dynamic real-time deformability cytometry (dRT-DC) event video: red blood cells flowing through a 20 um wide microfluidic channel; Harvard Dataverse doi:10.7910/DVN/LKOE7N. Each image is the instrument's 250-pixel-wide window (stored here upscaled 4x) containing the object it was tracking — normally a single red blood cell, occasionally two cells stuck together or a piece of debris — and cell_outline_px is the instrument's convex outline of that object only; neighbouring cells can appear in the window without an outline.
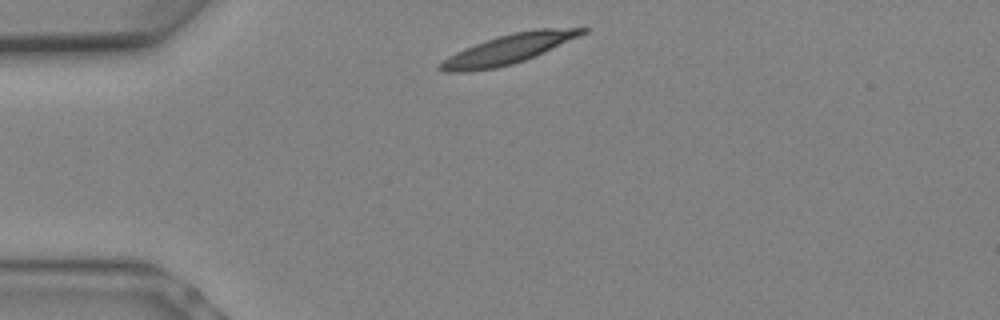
{"species": "Egyptian fruit bat (a non-hibernating species)", "species_latin": "Rousettus aegyptiacus", "temperature_condition": "warm", "stored_images_in_passage": 4, "camera_frame_rate_fps": 3000, "um_per_image_px": 0.085, "animal": {"sex": "female"}, "frame": {"image": 1, "passage_image": 1, "time_ms": 0.0, "image_size_px": [1000, 320], "cell_outline_px": [[588, 32], [580, 36], [536, 56], [512, 64], [496, 68], [468, 72], [444, 72], [436, 68], [448, 56], [456, 52], [476, 44], [500, 36], [516, 32], [536, 28], [588, 28]], "centroid_in_image_um": [43.24, 4.19], "position_along_channel_um": 41.8, "area_um2": 24.16}}
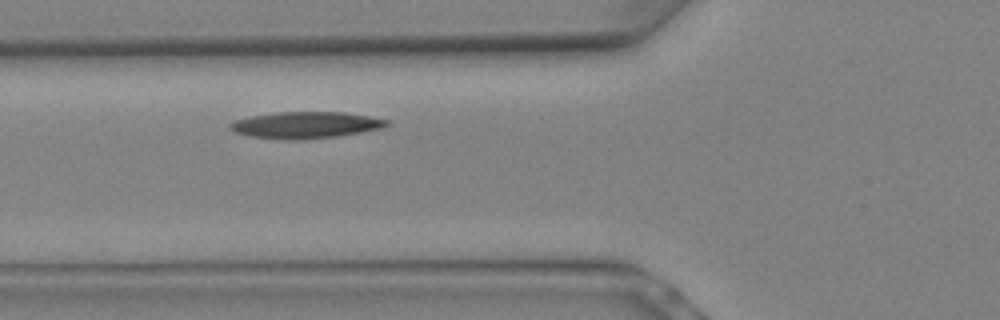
{"frame": {"image": 2, "passage_image": 4, "time_ms": 1.0, "image_size_px": [1000, 320], "cell_outline_px": [[392, 124], [384, 128], [364, 132], [336, 136], [304, 140], [284, 140], [248, 136], [232, 132], [228, 128], [228, 124], [232, 120], [252, 116], [280, 112], [344, 112], [368, 116], [388, 120]], "centroid_in_image_um": [25.96, 10.64], "position_along_channel_um": 99.8, "area_um2": 24.68}}